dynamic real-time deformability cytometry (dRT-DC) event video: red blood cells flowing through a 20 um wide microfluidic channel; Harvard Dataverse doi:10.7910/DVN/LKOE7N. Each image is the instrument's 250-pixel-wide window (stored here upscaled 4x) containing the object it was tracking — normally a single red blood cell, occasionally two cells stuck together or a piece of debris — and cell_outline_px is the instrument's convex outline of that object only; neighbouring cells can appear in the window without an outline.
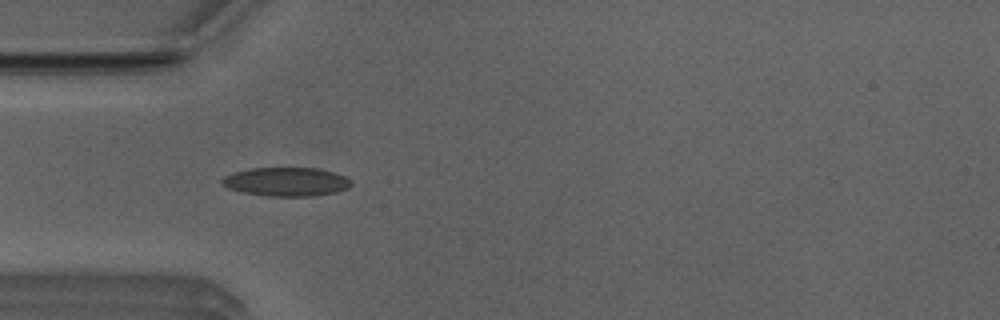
{"species": "Egyptian fruit bat (a non-hibernating species)", "species_latin": "Rousettus aegyptiacus", "temperature_condition": "room temperature", "stored_images_in_passage": 26, "camera_frame_rate_fps": 3000, "um_per_image_px": 0.085, "animal": {"sex": "male"}, "frame": {"image": 1, "passage_image": 1, "time_ms": 0.0, "image_size_px": [1000, 320], "cell_outline_px": [[352, 184], [348, 188], [336, 192], [316, 196], [264, 196], [240, 192], [228, 188], [220, 184], [220, 180], [224, 176], [232, 172], [248, 168], [320, 168], [336, 172], [352, 180]], "centroid_in_image_um": [24.31, 15.45], "position_along_channel_um": 60.7, "area_um2": 22.14}}
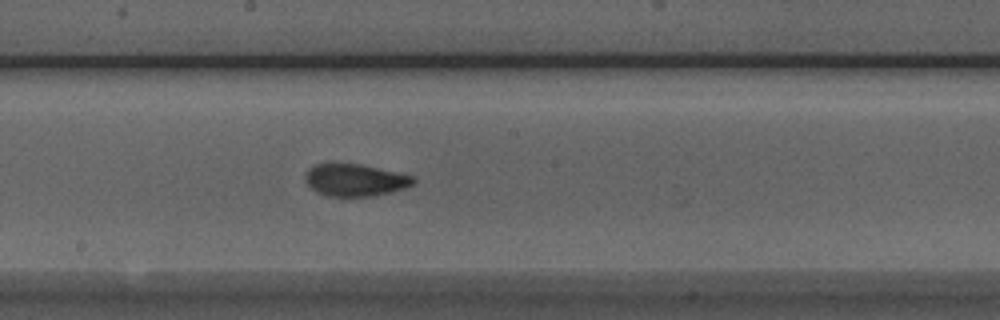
{"frame": {"image": 2, "passage_image": 13, "time_ms": 4.0, "image_size_px": [1000, 320], "cell_outline_px": [[416, 184], [404, 188], [372, 196], [328, 196], [316, 192], [304, 180], [304, 176], [308, 168], [316, 164], [360, 164], [416, 176]], "centroid_in_image_um": [30.2, 15.3], "position_along_channel_um": 218.0, "area_um2": 20.29}}
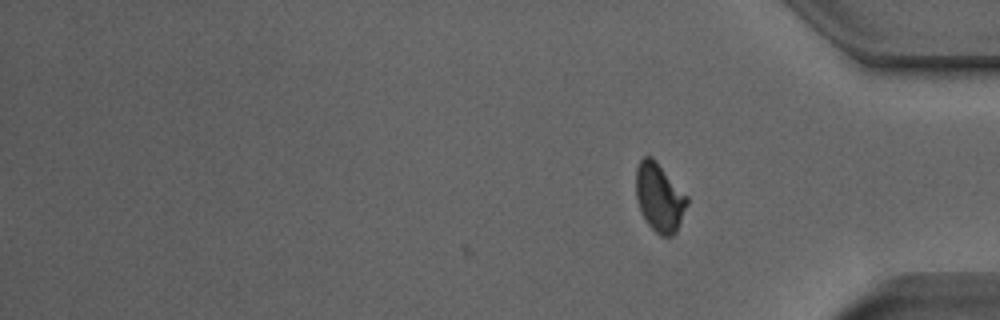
{"frame": {"image": 3, "passage_image": 26, "time_ms": 8.333, "image_size_px": [1000, 320], "cell_outline_px": [[688, 204], [676, 232], [672, 236], [660, 236], [648, 224], [640, 208], [636, 196], [636, 168], [640, 160], [644, 156], [652, 156], [656, 160], [688, 196]], "centroid_in_image_um": [56.06, 16.76], "position_along_channel_um": 379.1, "area_um2": 20.35}, "authors_computed_cell_mechanics": {"area_um2": 20.4034, "velocity_mm_per_s": 3.9605, "shape_relaxation_time_tau1_ms": 6.0434, "shape_relaxation_time_tau2_ms": 1.0209, "deformation_change_tau1": 0.174, "deformation_change_tau2": 0.0672}}